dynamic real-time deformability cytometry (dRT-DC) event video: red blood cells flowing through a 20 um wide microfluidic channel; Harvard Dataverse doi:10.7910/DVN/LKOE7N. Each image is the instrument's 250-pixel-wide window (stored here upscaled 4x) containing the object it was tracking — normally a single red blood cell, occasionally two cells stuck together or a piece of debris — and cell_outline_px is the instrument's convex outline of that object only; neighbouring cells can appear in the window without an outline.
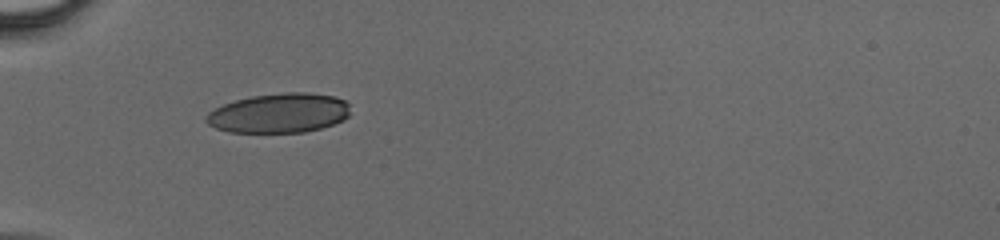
{"species": "human", "species_latin": "Homo sapiens", "temperature_condition": "cold", "stored_images_in_passage": 31, "camera_frame_rate_fps": 3000, "um_per_image_px": 0.085, "donor": {"sex": "male"}, "frame": {"image": 1, "passage_image": 1, "time_ms": 0.0, "image_size_px": [1000, 240], "cell_outline_px": [[348, 116], [344, 120], [320, 128], [304, 132], [228, 132], [216, 128], [208, 124], [204, 120], [204, 116], [208, 112], [224, 104], [236, 100], [252, 96], [284, 92], [308, 92], [336, 96], [344, 100], [348, 104]], "centroid_in_image_um": [23.71, 9.61], "position_along_channel_um": 61.3, "area_um2": 33.23}}
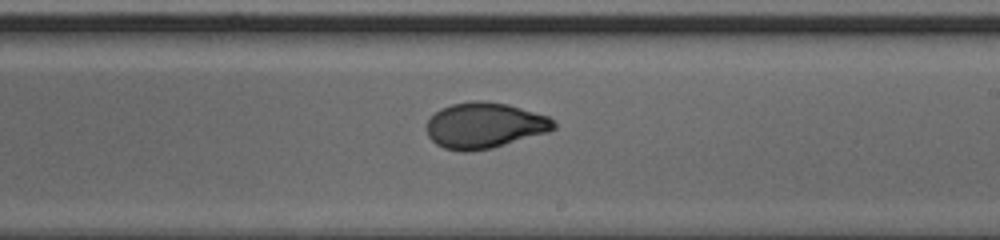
{"frame": {"image": 2, "passage_image": 14, "time_ms": 4.333, "image_size_px": [1000, 240], "cell_outline_px": [[556, 128], [548, 132], [492, 148], [472, 152], [460, 152], [444, 148], [436, 144], [428, 136], [428, 120], [440, 108], [452, 104], [472, 100], [484, 100], [508, 104], [548, 116], [556, 124]], "centroid_in_image_um": [41.19, 10.66], "position_along_channel_um": 247.8, "area_um2": 33.99}}
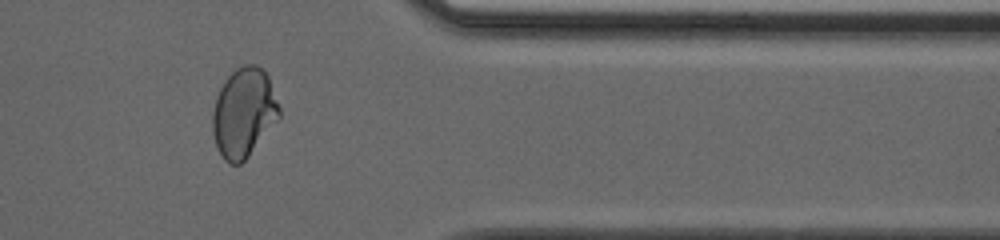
{"frame": {"image": 3, "passage_image": 24, "time_ms": 7.667, "image_size_px": [1000, 240], "cell_outline_px": [[280, 116], [248, 156], [240, 164], [232, 164], [224, 160], [216, 144], [212, 132], [212, 112], [216, 96], [224, 80], [236, 68], [244, 64], [256, 64], [268, 76], [280, 108]], "centroid_in_image_um": [20.7, 9.56], "position_along_channel_um": 390.7, "area_um2": 34.39}}